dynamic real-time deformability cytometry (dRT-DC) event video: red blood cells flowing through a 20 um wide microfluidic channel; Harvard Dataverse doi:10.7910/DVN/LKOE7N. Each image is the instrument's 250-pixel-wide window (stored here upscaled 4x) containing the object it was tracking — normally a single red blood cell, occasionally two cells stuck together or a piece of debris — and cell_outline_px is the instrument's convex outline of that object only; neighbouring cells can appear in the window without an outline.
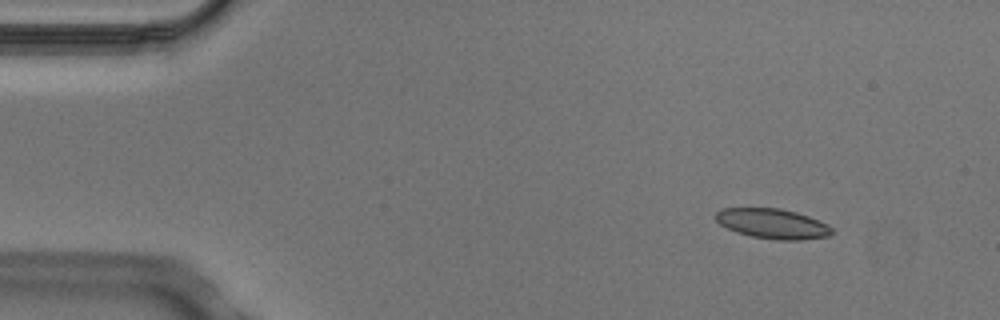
{"species": "Egyptian fruit bat (a non-hibernating species)", "species_latin": "Rousettus aegyptiacus", "temperature_condition": "cold", "stored_images_in_passage": 5, "segment_of_instrument_passage": [2, 2], "camera_frame_rate_fps": 3000, "um_per_image_px": 0.085, "animal": {"sex": "male"}, "frame": {"image": 1, "passage_image": 5, "time_ms": 1.333, "image_size_px": [1000, 320], "cell_outline_px": [[836, 232], [832, 236], [800, 240], [776, 240], [752, 236], [736, 232], [720, 224], [716, 220], [716, 212], [720, 208], [780, 208], [796, 212], [808, 216], [828, 224]], "centroid_in_image_um": [65.72, 19.02], "position_along_channel_um": 19.3, "area_um2": 20.46}}